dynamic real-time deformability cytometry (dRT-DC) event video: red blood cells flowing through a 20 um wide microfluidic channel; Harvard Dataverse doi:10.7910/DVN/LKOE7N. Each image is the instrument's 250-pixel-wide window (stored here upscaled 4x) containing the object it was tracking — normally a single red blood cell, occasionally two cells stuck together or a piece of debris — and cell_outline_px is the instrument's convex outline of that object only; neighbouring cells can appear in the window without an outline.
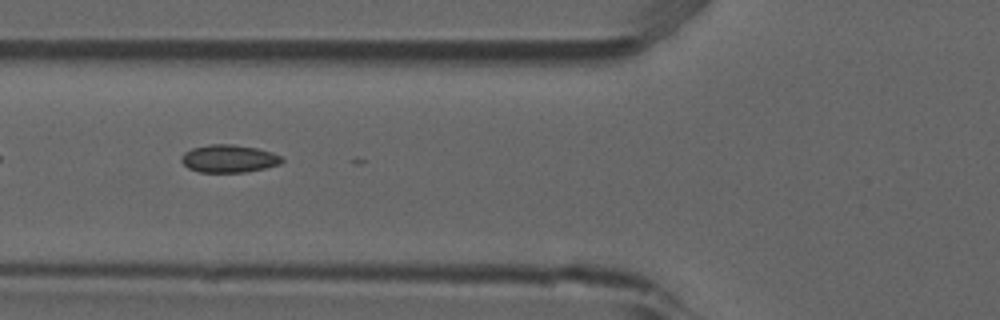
{"species": "common noctule bat (a hibernating species)", "species_latin": "Nyctalus noctula", "temperature_condition": "room temperature", "stored_images_in_passage": 9, "camera_frame_rate_fps": 3000, "um_per_image_px": 0.085, "animal": {"sex": "male", "forearm_length_mm": 52.5}, "frame": {"image": 1, "passage_image": 5, "time_ms": 1.333, "image_size_px": [1000, 320], "cell_outline_px": [[284, 160], [280, 164], [264, 168], [244, 172], [200, 172], [188, 168], [180, 160], [180, 156], [184, 152], [192, 148], [208, 144], [232, 144], [256, 148], [272, 152], [280, 156]], "centroid_in_image_um": [19.42, 13.48], "position_along_channel_um": 106.4, "area_um2": 16.24}}